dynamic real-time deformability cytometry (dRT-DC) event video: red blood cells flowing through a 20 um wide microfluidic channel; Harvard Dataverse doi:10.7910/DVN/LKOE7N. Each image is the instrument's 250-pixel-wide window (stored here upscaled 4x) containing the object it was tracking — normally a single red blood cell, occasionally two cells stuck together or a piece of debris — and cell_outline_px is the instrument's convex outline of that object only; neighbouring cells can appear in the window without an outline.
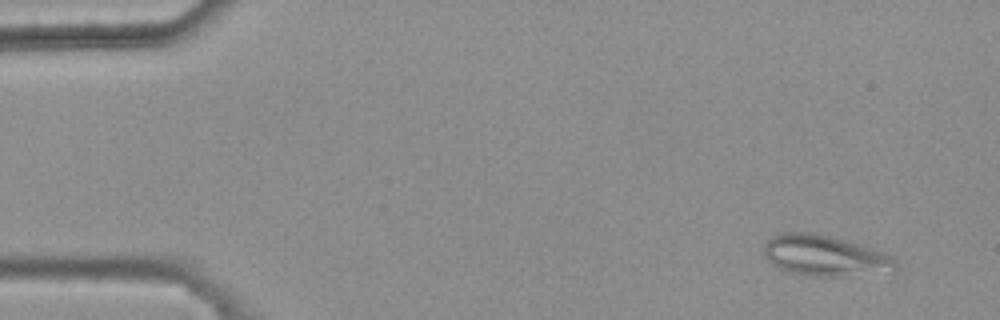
{"species": "common noctule bat (a hibernating species)", "species_latin": "Nyctalus noctula", "temperature_condition": "warm", "stored_images_in_passage": 7, "camera_frame_rate_fps": 3000, "um_per_image_px": 0.085, "animal": {"sex": "female", "body_mass_g": 25.1}, "frame": {"image": 1, "passage_image": 1, "time_ms": 0.0, "image_size_px": [1000, 320], "cell_outline_px": [[896, 268], [892, 272], [844, 276], [812, 276], [784, 272], [772, 264], [764, 256], [764, 244], [772, 236], [780, 232], [816, 232], [848, 240], [860, 244], [892, 256], [896, 260]], "centroid_in_image_um": [70.09, 21.73], "position_along_channel_um": 14.9, "area_um2": 31.79}}
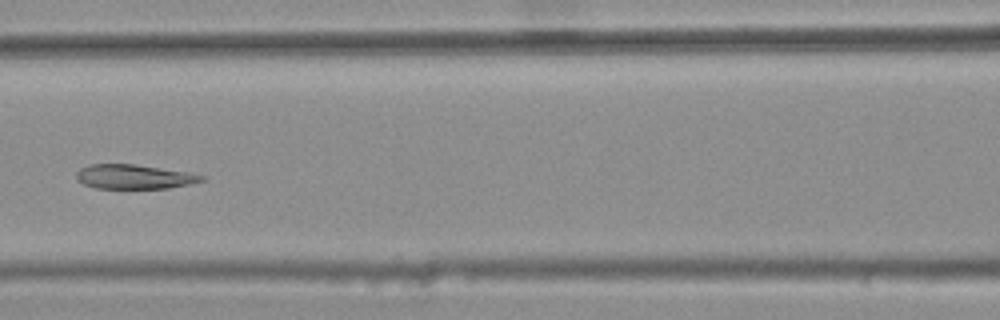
{"frame": {"image": 2, "passage_image": 6, "time_ms": 1.667, "image_size_px": [1000, 320], "cell_outline_px": [[204, 180], [188, 184], [168, 188], [96, 188], [84, 184], [76, 180], [76, 172], [80, 168], [92, 164], [136, 164], [188, 172], [204, 176]], "centroid_in_image_um": [11.36, 15.01], "position_along_channel_um": 155.2, "area_um2": 17.69}}
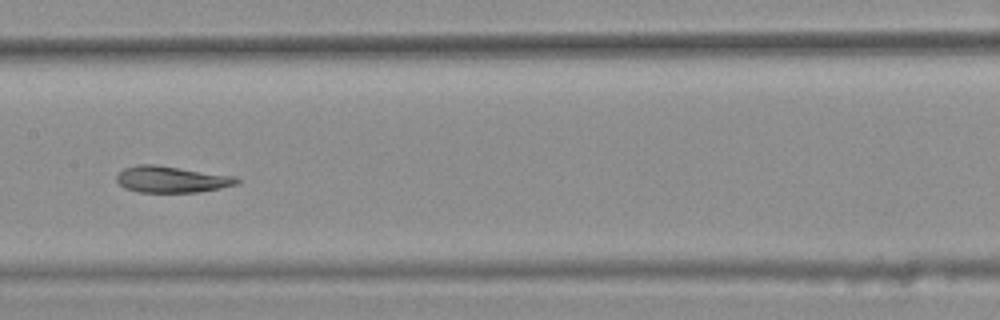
{"frame": {"image": 3, "passage_image": 7, "time_ms": 2.0, "image_size_px": [1000, 320], "cell_outline_px": [[240, 180], [236, 184], [220, 188], [196, 192], [140, 192], [124, 188], [116, 180], [116, 176], [124, 168], [136, 164], [156, 164], [236, 176]], "centroid_in_image_um": [14.57, 15.23], "position_along_channel_um": 192.8, "area_um2": 18.55}}